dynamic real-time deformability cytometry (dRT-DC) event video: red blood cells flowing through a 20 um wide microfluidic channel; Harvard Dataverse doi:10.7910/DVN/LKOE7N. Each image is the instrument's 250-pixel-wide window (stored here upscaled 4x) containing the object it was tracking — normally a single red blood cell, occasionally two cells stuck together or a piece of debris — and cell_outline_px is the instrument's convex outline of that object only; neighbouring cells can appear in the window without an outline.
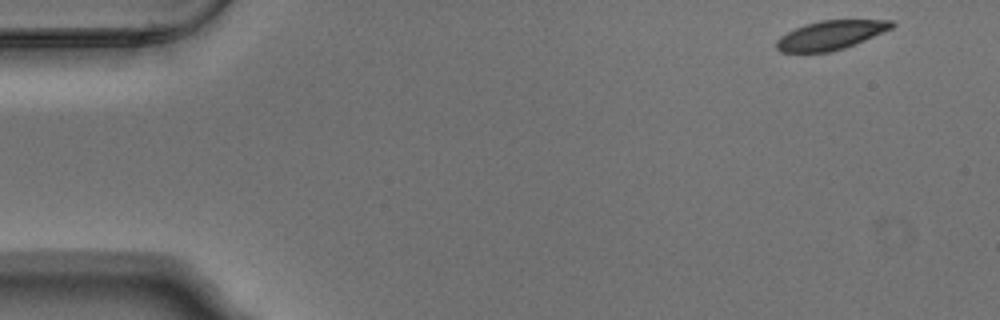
{"species": "Egyptian fruit bat (a non-hibernating species)", "species_latin": "Rousettus aegyptiacus", "temperature_condition": "warm", "stored_images_in_passage": 5, "camera_frame_rate_fps": 3000, "um_per_image_px": 0.085, "animal": {"sex": "male"}, "frame": {"image": 1, "passage_image": 1, "time_ms": 0.0, "image_size_px": [1000, 320], "cell_outline_px": [[896, 24], [892, 28], [864, 40], [844, 48], [828, 52], [780, 52], [776, 48], [776, 40], [780, 36], [804, 24], [820, 20], [892, 20]], "centroid_in_image_um": [70.58, 2.98], "position_along_channel_um": 14.4, "area_um2": 19.36}}
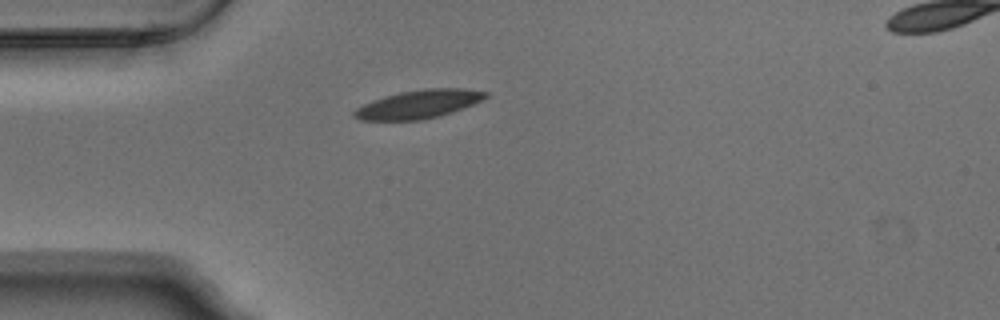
{"frame": {"image": 2, "passage_image": 4, "time_ms": 1.0, "image_size_px": [1000, 320], "cell_outline_px": [[488, 96], [472, 104], [452, 112], [440, 116], [420, 120], [360, 120], [352, 116], [352, 112], [356, 108], [364, 104], [384, 96], [400, 92], [424, 88], [464, 88], [488, 92]], "centroid_in_image_um": [35.56, 8.85], "position_along_channel_um": 49.4, "area_um2": 21.68}}